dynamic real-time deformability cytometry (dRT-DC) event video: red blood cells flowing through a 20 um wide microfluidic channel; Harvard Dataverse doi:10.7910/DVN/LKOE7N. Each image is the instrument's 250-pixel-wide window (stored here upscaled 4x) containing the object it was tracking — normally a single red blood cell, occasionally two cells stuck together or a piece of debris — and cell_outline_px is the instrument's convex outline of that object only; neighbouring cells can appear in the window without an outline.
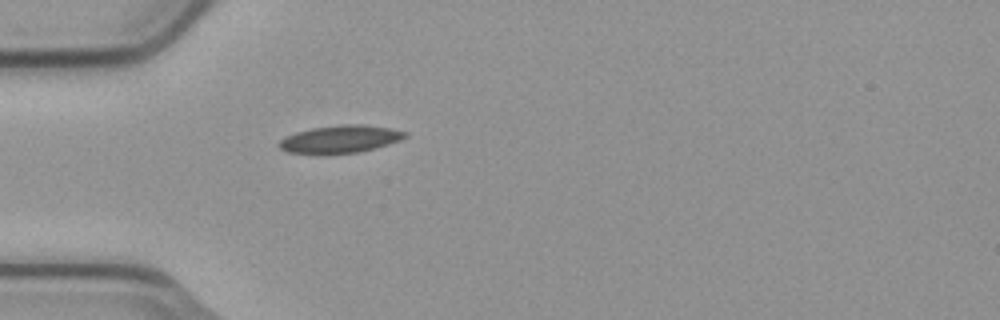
{"species": "common noctule bat (a hibernating species)", "species_latin": "Nyctalus noctula", "temperature_condition": "cold", "stored_images_in_passage": 39, "camera_frame_rate_fps": 3000, "um_per_image_px": 0.085, "animal": {"sex": "male", "body_mass_g": 23.1, "forearm_length_mm": 52.7}, "frame": {"image": 1, "passage_image": 1, "time_ms": 0.0, "image_size_px": [1000, 320], "cell_outline_px": [[408, 136], [400, 140], [388, 144], [356, 152], [288, 152], [280, 148], [276, 144], [284, 136], [296, 132], [312, 128], [344, 124], [364, 124], [392, 128], [408, 132]], "centroid_in_image_um": [28.95, 11.78], "position_along_channel_um": 56.1, "area_um2": 19.77}}
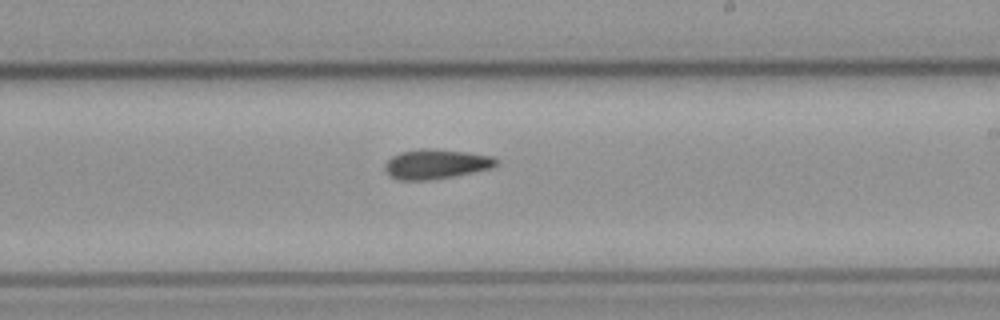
{"frame": {"image": 2, "passage_image": 17, "time_ms": 5.333, "image_size_px": [1000, 320], "cell_outline_px": [[500, 160], [496, 164], [488, 168], [472, 172], [452, 176], [428, 180], [400, 180], [392, 176], [384, 168], [384, 164], [392, 156], [400, 152], [420, 148], [432, 148], [468, 152], [492, 156]], "centroid_in_image_um": [37.04, 13.92], "position_along_channel_um": 252.0, "area_um2": 19.07}}
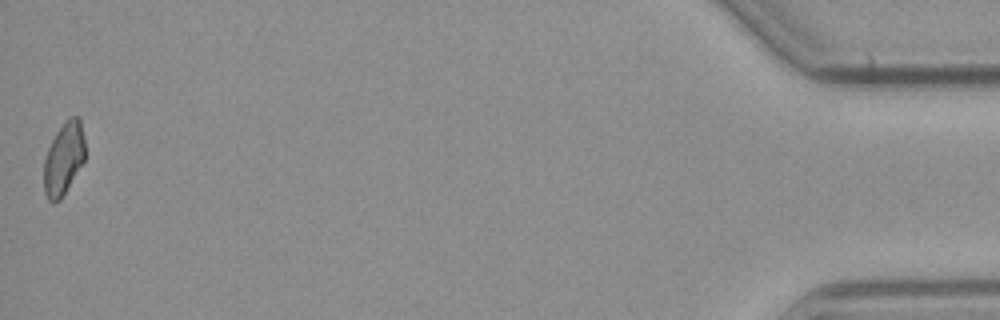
{"frame": {"image": 3, "passage_image": 39, "time_ms": 12.667, "image_size_px": [1000, 320], "cell_outline_px": [[84, 160], [60, 200], [52, 204], [48, 200], [44, 192], [44, 156], [56, 132], [72, 116], [76, 116], [80, 120], [84, 136]], "centroid_in_image_um": [5.39, 13.52], "position_along_channel_um": 429.8, "area_um2": 17.11}}